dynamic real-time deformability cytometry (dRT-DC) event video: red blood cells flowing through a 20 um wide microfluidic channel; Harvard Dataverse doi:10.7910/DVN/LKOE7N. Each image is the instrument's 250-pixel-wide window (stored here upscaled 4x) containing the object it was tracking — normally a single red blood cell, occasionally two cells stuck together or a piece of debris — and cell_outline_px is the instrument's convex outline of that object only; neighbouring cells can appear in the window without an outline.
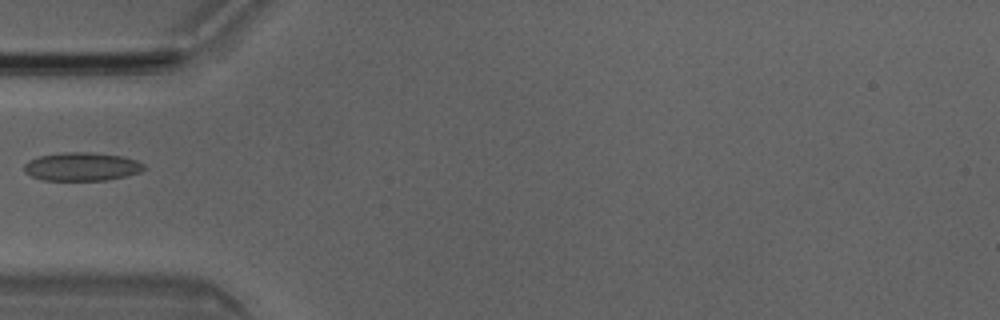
{"species": "Egyptian fruit bat (a non-hibernating species)", "species_latin": "Rousettus aegyptiacus", "temperature_condition": "room temperature", "stored_images_in_passage": 3, "camera_frame_rate_fps": 3000, "um_per_image_px": 0.085, "animal": {"sex": "male"}, "frame": {"image": 1, "passage_image": 3, "time_ms": 0.667, "image_size_px": [1000, 320], "cell_outline_px": [[148, 168], [140, 172], [128, 176], [108, 180], [44, 180], [32, 176], [24, 172], [24, 164], [28, 160], [40, 156], [64, 152], [92, 152], [124, 156], [136, 160], [144, 164]], "centroid_in_image_um": [7.0, 14.16], "position_along_channel_um": 78.0, "area_um2": 20.06}}